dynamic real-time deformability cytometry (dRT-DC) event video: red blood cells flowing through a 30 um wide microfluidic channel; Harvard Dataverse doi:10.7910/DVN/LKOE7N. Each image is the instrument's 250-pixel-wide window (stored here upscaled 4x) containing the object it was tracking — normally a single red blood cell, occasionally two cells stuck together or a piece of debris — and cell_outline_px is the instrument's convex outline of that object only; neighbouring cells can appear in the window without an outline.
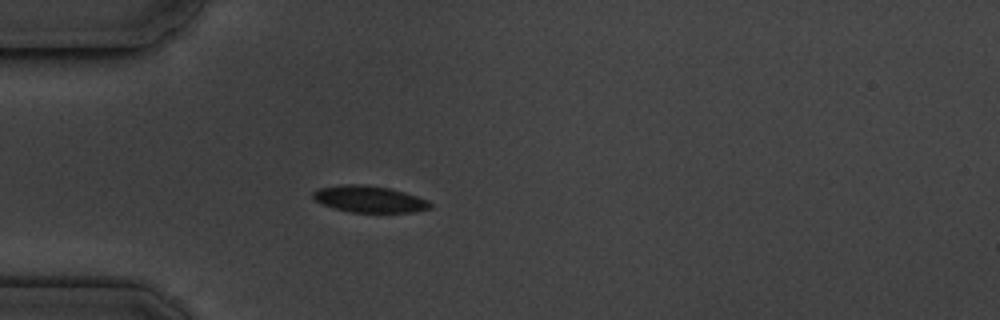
{"species": "common noctule bat (a hibernating species)", "species_latin": "Nyctalus noctula", "temperature_condition": "cold", "stored_images_in_passage": 4, "camera_frame_rate_fps": 3000, "um_per_image_px": 0.085, "animal": {"sex": "male", "body_mass_g": 19.5, "forearm_length_mm": 54.6}, "frame": {"image": 1, "passage_image": 4, "time_ms": 3.333, "image_size_px": [1000, 320], "cell_outline_px": [[432, 208], [412, 212], [348, 212], [332, 208], [316, 200], [312, 196], [312, 192], [320, 188], [344, 184], [364, 184], [388, 188], [404, 192], [428, 200], [432, 204]], "centroid_in_image_um": [31.39, 16.93], "position_along_channel_um": 53.6, "area_um2": 18.09}}